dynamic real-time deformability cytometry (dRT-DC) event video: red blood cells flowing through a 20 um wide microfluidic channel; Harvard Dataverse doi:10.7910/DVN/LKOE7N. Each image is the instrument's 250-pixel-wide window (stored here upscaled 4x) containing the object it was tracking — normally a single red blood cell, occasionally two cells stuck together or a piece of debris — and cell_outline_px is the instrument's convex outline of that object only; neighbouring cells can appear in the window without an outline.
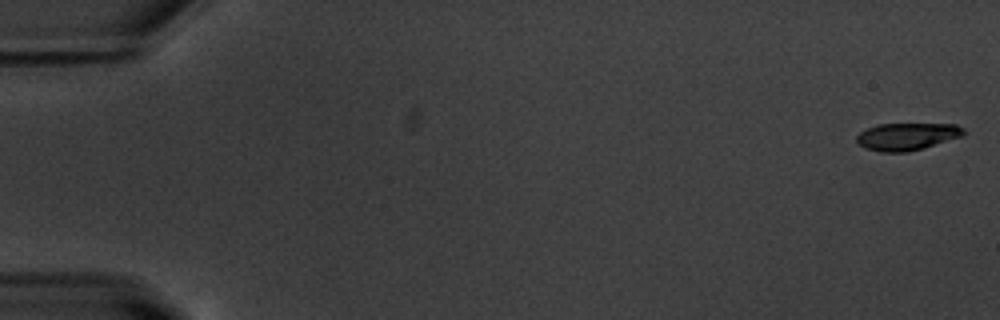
{"species": "common noctule bat (a hibernating species)", "species_latin": "Nyctalus noctula", "temperature_condition": "warm", "stored_images_in_passage": 54, "camera_frame_rate_fps": 3000, "um_per_image_px": 0.085, "animal": {"sex": "male", "body_mass_g": 20.1, "forearm_length_mm": 53.5}, "frame": {"image": 1, "passage_image": 1, "time_ms": 0.0, "image_size_px": [1000, 320], "cell_outline_px": [[964, 136], [924, 148], [908, 152], [880, 152], [864, 148], [856, 140], [856, 136], [860, 132], [876, 124], [956, 124], [964, 128]], "centroid_in_image_um": [77.11, 11.6], "position_along_channel_um": 7.9, "area_um2": 17.17}}
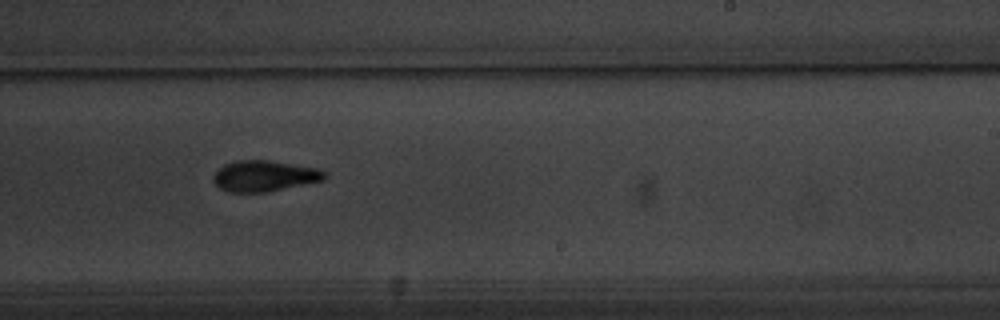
{"frame": {"image": 2, "passage_image": 34, "time_ms": 11.0, "image_size_px": [1000, 320], "cell_outline_px": [[324, 180], [268, 192], [228, 192], [220, 188], [212, 180], [212, 176], [224, 164], [236, 160], [268, 160], [316, 168], [324, 172]], "centroid_in_image_um": [22.42, 14.96], "position_along_channel_um": 266.6, "area_um2": 19.88}}
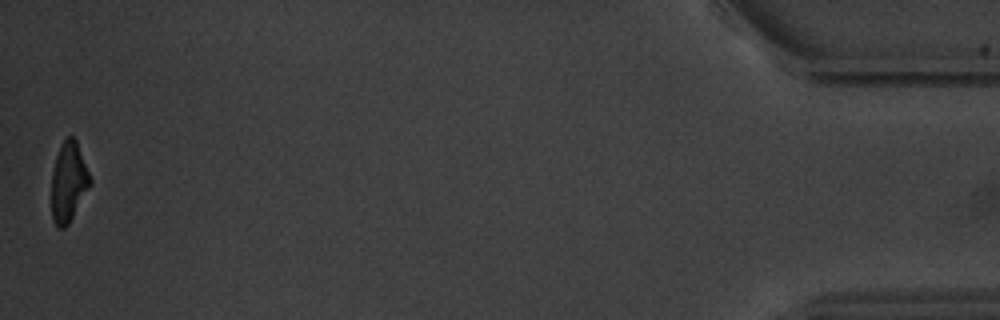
{"frame": {"image": 3, "passage_image": 54, "time_ms": 17.667, "image_size_px": [1000, 320], "cell_outline_px": [[92, 184], [68, 224], [64, 228], [56, 228], [52, 220], [52, 172], [56, 156], [60, 144], [68, 136], [72, 136], [76, 140], [92, 180]], "centroid_in_image_um": [5.83, 15.48], "position_along_channel_um": 429.4, "area_um2": 17.98}, "authors_computed_cell_mechanics": {"area_um2": 19.2763, "velocity_mm_per_s": 3.7652, "shape_relaxation_time_tau1_ms": 3.0962, "shape_relaxation_time_tau2_ms": 4.5547, "deformation_change_tau1": 0.1575, "deformation_change_tau2": 0.1116}}